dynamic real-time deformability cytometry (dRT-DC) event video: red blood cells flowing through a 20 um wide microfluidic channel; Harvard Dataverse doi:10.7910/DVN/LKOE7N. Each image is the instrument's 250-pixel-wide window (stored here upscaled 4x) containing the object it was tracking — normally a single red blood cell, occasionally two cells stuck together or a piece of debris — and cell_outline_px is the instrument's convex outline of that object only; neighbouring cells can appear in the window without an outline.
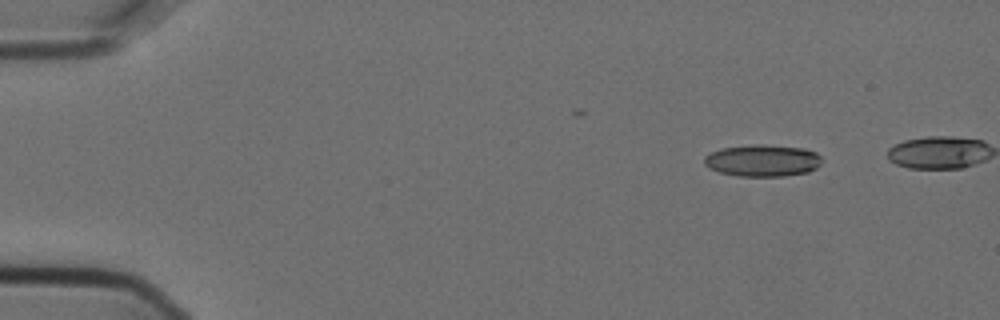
{"species": "Egyptian fruit bat (a non-hibernating species)", "species_latin": "Rousettus aegyptiacus", "temperature_condition": "cold", "stored_images_in_passage": 5, "camera_frame_rate_fps": 3000, "um_per_image_px": 0.085, "animal": {"sex": "female"}, "frame": {"image": 1, "passage_image": 1, "time_ms": 0.0, "image_size_px": [1000, 320], "cell_outline_px": [[820, 164], [816, 168], [808, 172], [784, 176], [740, 176], [720, 172], [708, 168], [704, 164], [704, 156], [720, 148], [752, 144], [764, 144], [804, 148], [816, 152], [820, 156]], "centroid_in_image_um": [64.8, 13.64], "position_along_channel_um": 20.2, "area_um2": 21.96}}